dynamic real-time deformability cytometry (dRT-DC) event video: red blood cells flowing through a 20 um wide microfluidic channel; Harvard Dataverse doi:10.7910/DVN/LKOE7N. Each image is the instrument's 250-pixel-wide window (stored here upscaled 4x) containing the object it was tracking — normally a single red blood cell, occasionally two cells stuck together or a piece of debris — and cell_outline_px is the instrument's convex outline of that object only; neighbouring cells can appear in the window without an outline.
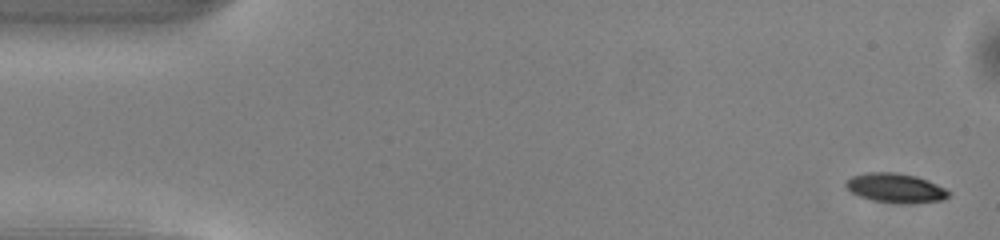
{"species": "common noctule bat (a hibernating species)", "species_latin": "Nyctalus noctula", "temperature_condition": "warm", "stored_images_in_passage": 50, "camera_frame_rate_fps": 3000, "um_per_image_px": 0.085, "animal": {"sex": "male", "body_mass_g": 13.0, "forearm_length_mm": 53.1}, "frame": {"image": 1, "passage_image": 1, "time_ms": 0.0, "image_size_px": [1000, 240], "cell_outline_px": [[952, 192], [948, 196], [940, 200], [908, 204], [896, 204], [872, 200], [860, 196], [852, 192], [844, 184], [852, 176], [868, 172], [896, 172], [916, 176], [928, 180]], "centroid_in_image_um": [76.13, 15.98], "position_along_channel_um": 8.9, "area_um2": 17.57}}
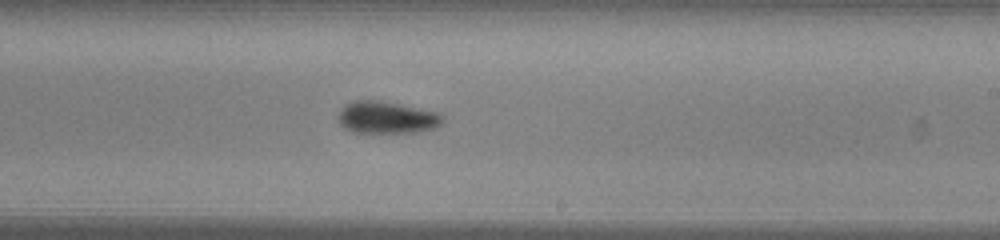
{"frame": {"image": 2, "passage_image": 29, "time_ms": 9.333, "image_size_px": [1000, 240], "cell_outline_px": [[444, 120], [440, 124], [432, 128], [416, 132], [352, 132], [344, 128], [340, 124], [340, 108], [344, 104], [356, 100], [380, 100], [400, 104], [436, 112], [444, 116]], "centroid_in_image_um": [32.85, 9.97], "position_along_channel_um": 256.2, "area_um2": 19.36}}
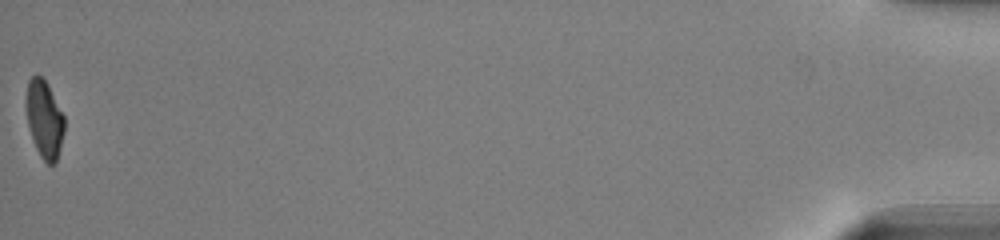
{"frame": {"image": 3, "passage_image": 50, "time_ms": 16.333, "image_size_px": [1000, 240], "cell_outline_px": [[64, 132], [56, 164], [48, 164], [40, 156], [36, 148], [28, 124], [24, 104], [28, 80], [32, 76], [40, 76], [48, 84], [64, 116]], "centroid_in_image_um": [3.76, 10.12], "position_along_channel_um": 431.4, "area_um2": 17.34}, "authors_computed_cell_mechanics": {"area_um2": 18.9006, "velocity_mm_per_s": 4.0478, "shape_relaxation_time_tau1_ms": 2.1122, "shape_relaxation_time_tau2_ms": 3.4572, "deformation_change_tau1": 0.1318, "deformation_change_tau2": 0.0932}}